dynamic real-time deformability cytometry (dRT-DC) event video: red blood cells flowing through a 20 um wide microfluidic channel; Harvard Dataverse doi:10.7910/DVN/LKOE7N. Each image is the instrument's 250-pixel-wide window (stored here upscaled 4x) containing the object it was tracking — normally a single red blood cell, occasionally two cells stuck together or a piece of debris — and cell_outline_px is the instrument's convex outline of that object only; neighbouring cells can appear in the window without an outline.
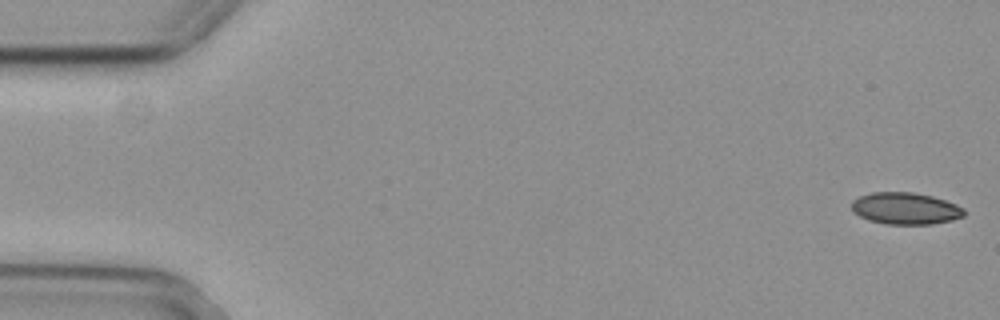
{"species": "common noctule bat (a hibernating species)", "species_latin": "Nyctalus noctula", "temperature_condition": "cold", "stored_images_in_passage": 20, "camera_frame_rate_fps": 3000, "um_per_image_px": 0.085, "animal": {"sex": "female", "body_mass_g": 29.2, "forearm_length_mm": 56.3}, "frame": {"image": 1, "passage_image": 1, "time_ms": 0.0, "image_size_px": [1000, 320], "cell_outline_px": [[964, 216], [952, 220], [932, 224], [884, 224], [868, 220], [852, 212], [852, 200], [860, 196], [872, 192], [912, 192], [932, 196], [956, 204], [964, 208]], "centroid_in_image_um": [76.95, 17.72], "position_along_channel_um": 8.1, "area_um2": 20.92}}
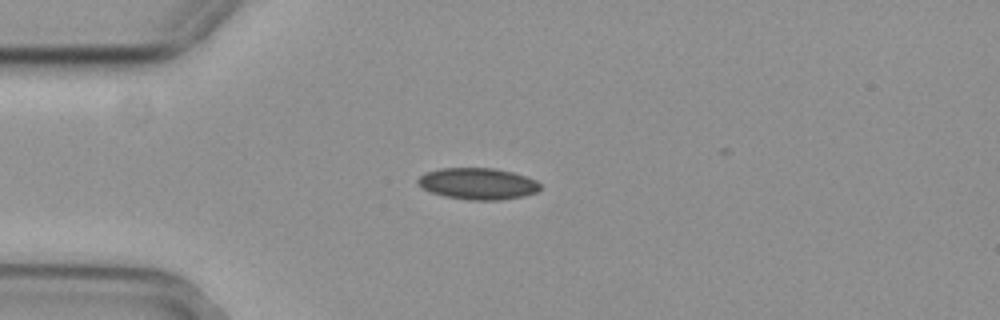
{"frame": {"image": 2, "passage_image": 14, "time_ms": 4.333, "image_size_px": [1000, 320], "cell_outline_px": [[540, 188], [536, 192], [524, 196], [504, 200], [468, 200], [444, 196], [432, 192], [416, 184], [416, 180], [424, 172], [440, 168], [492, 168], [512, 172], [536, 180], [540, 184]], "centroid_in_image_um": [40.59, 15.62], "position_along_channel_um": 44.4, "area_um2": 22.54}}
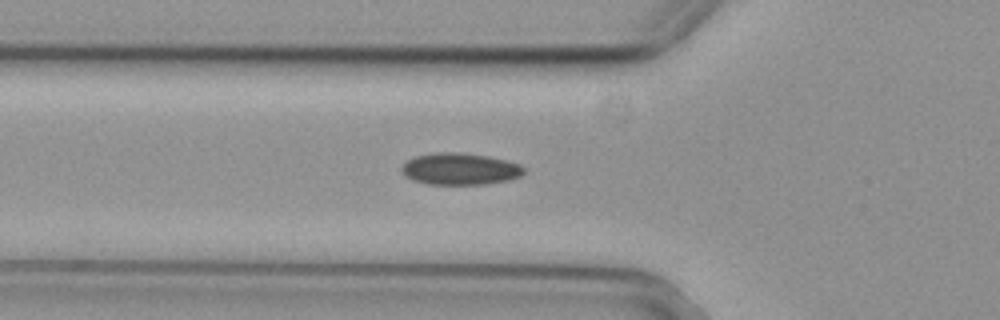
{"frame": {"image": 3, "passage_image": 19, "time_ms": 6.0, "image_size_px": [1000, 320], "cell_outline_px": [[524, 172], [520, 176], [508, 180], [484, 184], [428, 184], [412, 180], [404, 176], [400, 172], [400, 168], [408, 160], [416, 156], [436, 152], [460, 152], [488, 156], [508, 160], [520, 164], [524, 168]], "centroid_in_image_um": [39.08, 14.35], "position_along_channel_um": 86.7, "area_um2": 22.77}}